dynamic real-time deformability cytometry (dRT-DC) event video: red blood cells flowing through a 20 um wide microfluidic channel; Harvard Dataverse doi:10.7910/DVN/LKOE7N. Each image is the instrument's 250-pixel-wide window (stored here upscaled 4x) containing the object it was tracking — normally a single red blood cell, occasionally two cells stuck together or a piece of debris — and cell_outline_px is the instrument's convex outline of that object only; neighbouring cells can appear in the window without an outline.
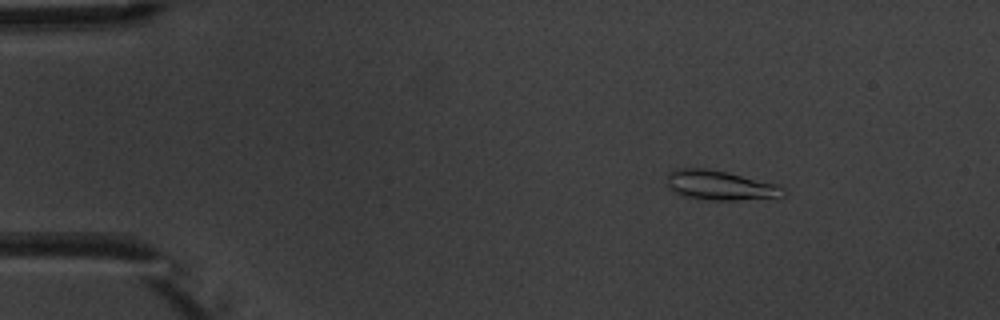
{"species": "common noctule bat (a hibernating species)", "species_latin": "Nyctalus noctula", "temperature_condition": "warm", "stored_images_in_passage": 5, "camera_frame_rate_fps": 3000, "um_per_image_px": 0.085, "animal": {"sex": "male", "body_mass_g": 20.1, "forearm_length_mm": 53.5}, "frame": {"image": 1, "passage_image": 2, "time_ms": 2.0, "image_size_px": [1000, 320], "cell_outline_px": [[788, 192], [784, 196], [736, 200], [712, 200], [684, 196], [676, 192], [668, 184], [668, 172], [676, 168], [708, 168], [728, 172], [780, 184]], "centroid_in_image_um": [61.28, 15.73], "position_along_channel_um": 23.7, "area_um2": 20.11}}